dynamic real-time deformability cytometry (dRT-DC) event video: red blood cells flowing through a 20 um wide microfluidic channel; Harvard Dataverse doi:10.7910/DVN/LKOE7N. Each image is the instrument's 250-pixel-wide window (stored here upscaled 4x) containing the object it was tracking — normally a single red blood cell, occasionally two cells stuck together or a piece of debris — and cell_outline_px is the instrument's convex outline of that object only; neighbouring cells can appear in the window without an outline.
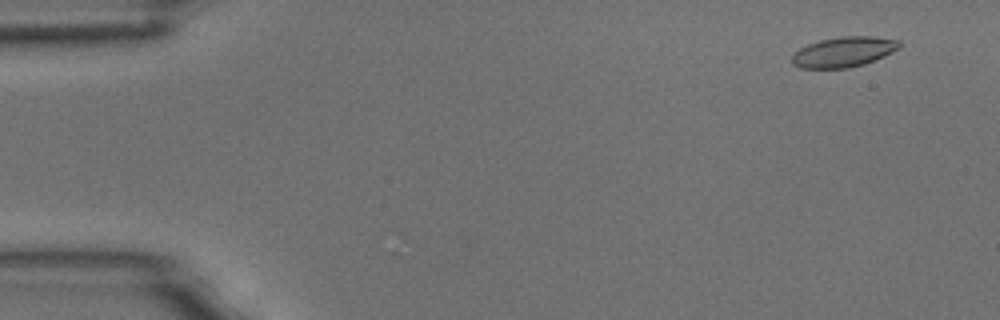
{"species": "common noctule bat (a hibernating species)", "species_latin": "Nyctalus noctula", "temperature_condition": "room temperature", "stored_images_in_passage": 18, "camera_frame_rate_fps": 3000, "um_per_image_px": 0.085, "animal": {"sex": "male", "body_mass_g": 18.8}, "frame": {"image": 1, "passage_image": 4, "time_ms": 1.0, "image_size_px": [1000, 320], "cell_outline_px": [[900, 48], [884, 56], [864, 64], [848, 68], [800, 68], [792, 64], [792, 52], [808, 44], [820, 40], [840, 36], [876, 36], [900, 40]], "centroid_in_image_um": [71.71, 4.4], "position_along_channel_um": 13.3, "area_um2": 19.07}}
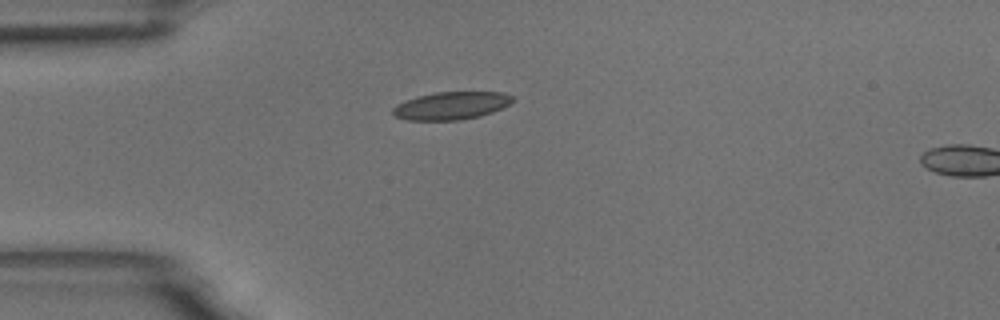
{"frame": {"image": 2, "passage_image": 15, "time_ms": 4.667, "image_size_px": [1000, 320], "cell_outline_px": [[516, 100], [492, 112], [480, 116], [460, 120], [408, 120], [392, 116], [392, 108], [396, 104], [416, 96], [436, 92], [504, 92], [512, 96]], "centroid_in_image_um": [38.32, 8.98], "position_along_channel_um": 46.7, "area_um2": 19.48}}